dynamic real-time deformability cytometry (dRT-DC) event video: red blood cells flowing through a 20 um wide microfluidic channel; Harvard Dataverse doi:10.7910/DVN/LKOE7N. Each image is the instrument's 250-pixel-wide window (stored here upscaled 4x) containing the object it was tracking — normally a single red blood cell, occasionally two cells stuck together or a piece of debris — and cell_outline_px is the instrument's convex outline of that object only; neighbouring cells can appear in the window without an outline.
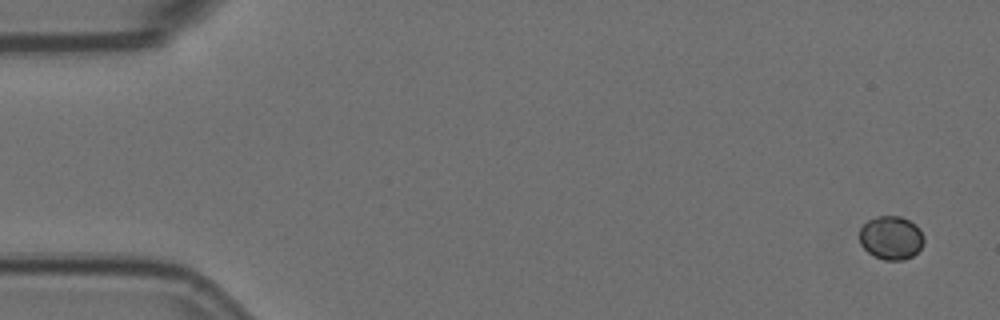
{"species": "Egyptian fruit bat (a non-hibernating species)", "species_latin": "Rousettus aegyptiacus", "temperature_condition": "room temperature", "stored_images_in_passage": 56, "camera_frame_rate_fps": 3000, "um_per_image_px": 0.085, "animal": {"sex": "female"}, "frame": {"image": 1, "passage_image": 1, "time_ms": 0.0, "image_size_px": [1000, 320], "cell_outline_px": [[924, 244], [912, 256], [904, 260], [884, 260], [868, 252], [860, 244], [860, 228], [868, 220], [876, 216], [900, 216], [916, 224], [920, 228], [924, 236]], "centroid_in_image_um": [75.76, 20.2], "position_along_channel_um": 9.2, "area_um2": 16.42}}
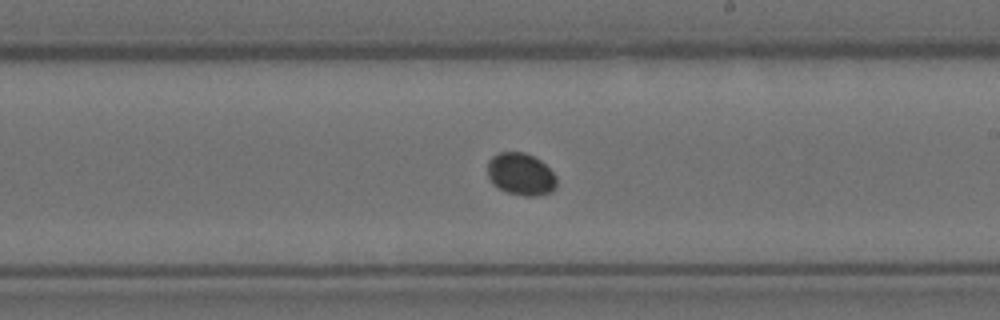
{"frame": {"image": 2, "passage_image": 32, "time_ms": 10.333, "image_size_px": [1000, 320], "cell_outline_px": [[556, 188], [552, 192], [536, 196], [524, 196], [508, 192], [492, 184], [488, 176], [488, 160], [492, 156], [500, 152], [524, 152], [540, 160], [556, 176]], "centroid_in_image_um": [44.27, 14.81], "position_along_channel_um": 244.7, "area_um2": 16.99}}
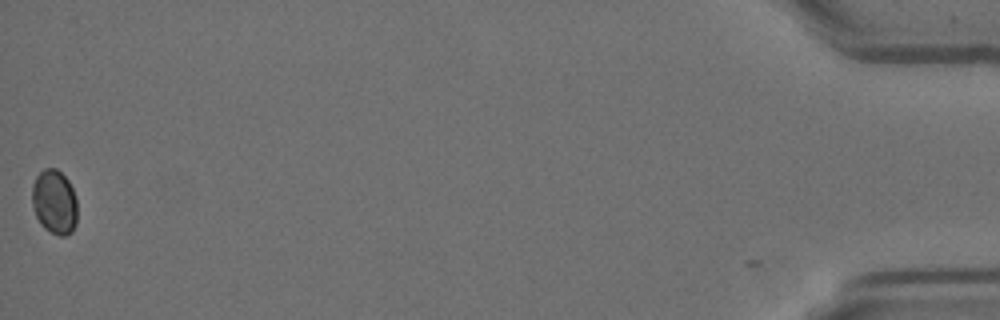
{"frame": {"image": 3, "passage_image": 56, "time_ms": 18.333, "image_size_px": [1000, 320], "cell_outline_px": [[76, 224], [72, 232], [64, 236], [60, 236], [44, 228], [40, 224], [36, 216], [32, 204], [32, 184], [36, 176], [44, 168], [56, 168], [68, 180], [72, 188], [76, 200]], "centroid_in_image_um": [4.61, 17.16], "position_along_channel_um": 430.6, "area_um2": 16.99}}